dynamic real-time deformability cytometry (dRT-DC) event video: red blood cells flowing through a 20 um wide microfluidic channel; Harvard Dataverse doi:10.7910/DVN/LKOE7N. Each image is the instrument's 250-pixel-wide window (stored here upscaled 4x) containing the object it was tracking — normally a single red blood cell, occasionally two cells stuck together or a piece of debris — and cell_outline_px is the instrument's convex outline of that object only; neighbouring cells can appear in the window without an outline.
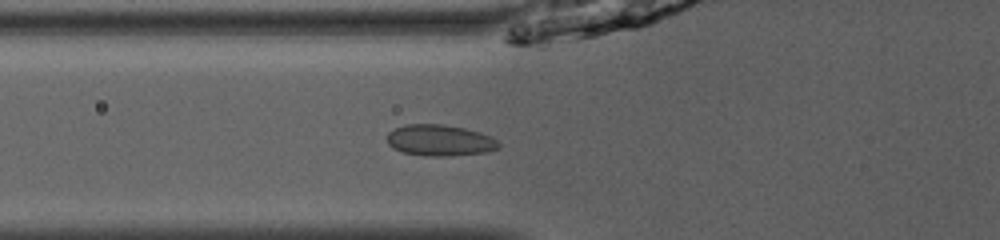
{"species": "common noctule bat (a hibernating species)", "species_latin": "Nyctalus noctula", "temperature_condition": "room temperature", "stored_images_in_passage": 32, "camera_frame_rate_fps": 3000, "um_per_image_px": 0.085, "animal": {"sex": "male", "body_mass_g": 13.0, "forearm_length_mm": 53.1}, "frame": {"image": 1, "passage_image": 2, "time_ms": 0.333, "image_size_px": [1000, 240], "cell_outline_px": [[500, 148], [488, 152], [452, 156], [424, 156], [404, 152], [392, 148], [388, 144], [388, 132], [404, 124], [444, 124], [464, 128], [480, 132], [496, 140], [500, 144]], "centroid_in_image_um": [37.39, 11.93], "position_along_channel_um": 88.4, "area_um2": 20.4}}
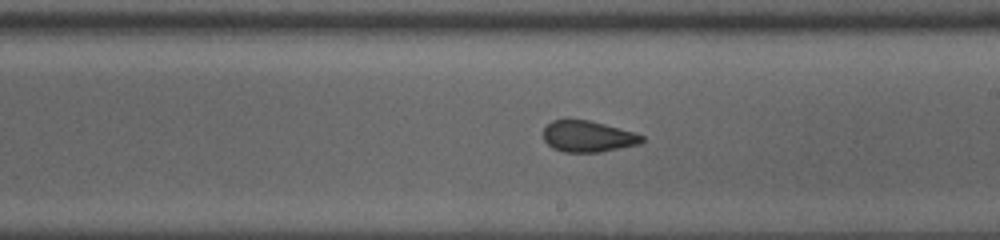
{"frame": {"image": 2, "passage_image": 13, "time_ms": 4.0, "image_size_px": [1000, 240], "cell_outline_px": [[644, 140], [640, 144], [600, 152], [564, 152], [552, 148], [544, 140], [544, 128], [552, 120], [588, 120], [604, 124], [632, 132], [644, 136]], "centroid_in_image_um": [49.96, 11.61], "position_along_channel_um": 239.0, "area_um2": 17.74}}
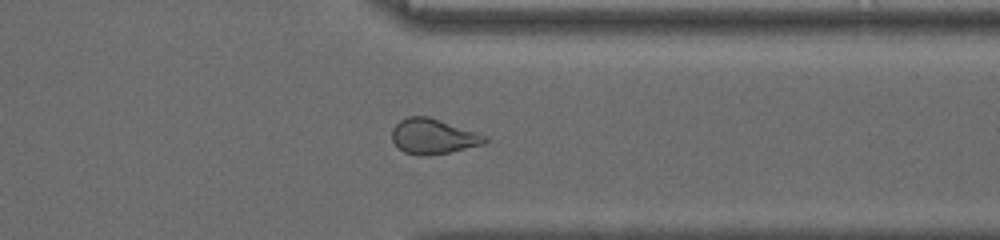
{"frame": {"image": 3, "passage_image": 23, "time_ms": 7.333, "image_size_px": [1000, 240], "cell_outline_px": [[488, 140], [484, 144], [448, 152], [428, 156], [416, 156], [404, 152], [392, 140], [392, 128], [400, 120], [408, 116], [428, 116], [488, 136]], "centroid_in_image_um": [36.81, 11.6], "position_along_channel_um": 374.6, "area_um2": 19.02}, "authors_computed_cell_mechanics": {"area_um2": 19.0162, "velocity_mm_per_s": 4.0745, "shape_relaxation_time_tau1_ms": null, "shape_relaxation_time_tau2_ms": 1.3307, "deformation_change_tau1": null, "deformation_change_tau2": 0.0525}}